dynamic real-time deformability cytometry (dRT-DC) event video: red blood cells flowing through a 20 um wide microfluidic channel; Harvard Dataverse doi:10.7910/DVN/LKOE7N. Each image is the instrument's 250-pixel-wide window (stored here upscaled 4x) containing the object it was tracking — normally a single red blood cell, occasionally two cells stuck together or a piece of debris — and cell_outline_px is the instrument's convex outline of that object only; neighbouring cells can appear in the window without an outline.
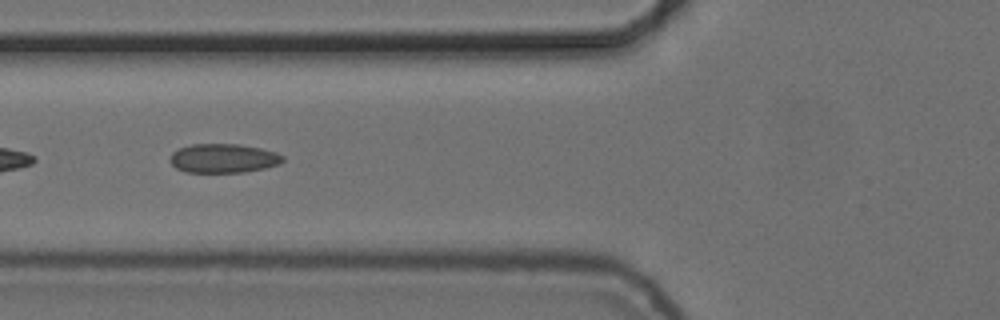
{"species": "common noctule bat (a hibernating species)", "species_latin": "Nyctalus noctula", "temperature_condition": "cold", "stored_images_in_passage": 37, "camera_frame_rate_fps": 3000, "um_per_image_px": 0.085, "animal": {"sex": "female", "body_mass_g": 24.6, "forearm_length_mm": 56.2}, "frame": {"image": 1, "passage_image": 16, "time_ms": 5.0, "image_size_px": [1000, 320], "cell_outline_px": [[284, 160], [280, 164], [264, 168], [244, 172], [184, 172], [176, 168], [168, 160], [172, 152], [180, 148], [192, 144], [240, 144], [260, 148], [276, 152], [284, 156]], "centroid_in_image_um": [18.98, 13.45], "position_along_channel_um": 106.8, "area_um2": 19.19}}